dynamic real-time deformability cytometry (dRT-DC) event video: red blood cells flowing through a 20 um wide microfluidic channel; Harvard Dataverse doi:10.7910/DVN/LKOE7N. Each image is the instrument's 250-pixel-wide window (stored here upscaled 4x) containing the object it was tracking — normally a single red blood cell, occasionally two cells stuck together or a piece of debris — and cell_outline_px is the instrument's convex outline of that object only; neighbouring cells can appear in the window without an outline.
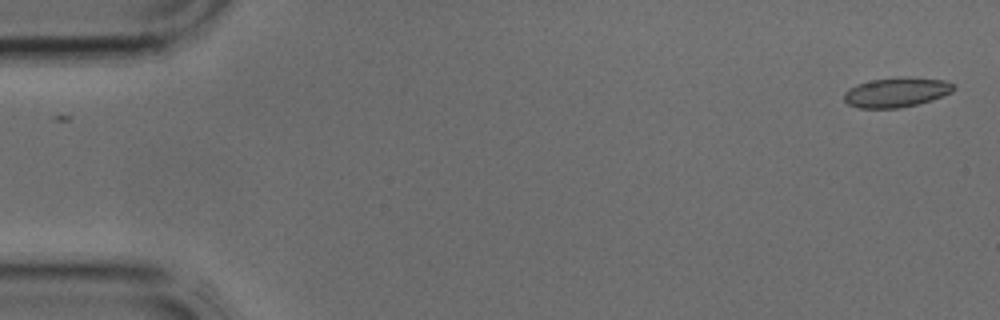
{"species": "common noctule bat (a hibernating species)", "species_latin": "Nyctalus noctula", "temperature_condition": "cold", "stored_images_in_passage": 4, "camera_frame_rate_fps": 3000, "um_per_image_px": 0.085, "animal": {"sex": "male", "body_mass_g": 17.9, "forearm_length_mm": 54.2}, "frame": {"image": 1, "passage_image": 1, "time_ms": 0.0, "image_size_px": [1000, 320], "cell_outline_px": [[956, 88], [952, 92], [932, 100], [900, 108], [860, 108], [848, 104], [844, 100], [844, 92], [856, 84], [872, 80], [900, 76], [908, 76], [944, 80], [956, 84]], "centroid_in_image_um": [76.23, 7.83], "position_along_channel_um": 8.8, "area_um2": 19.19}}